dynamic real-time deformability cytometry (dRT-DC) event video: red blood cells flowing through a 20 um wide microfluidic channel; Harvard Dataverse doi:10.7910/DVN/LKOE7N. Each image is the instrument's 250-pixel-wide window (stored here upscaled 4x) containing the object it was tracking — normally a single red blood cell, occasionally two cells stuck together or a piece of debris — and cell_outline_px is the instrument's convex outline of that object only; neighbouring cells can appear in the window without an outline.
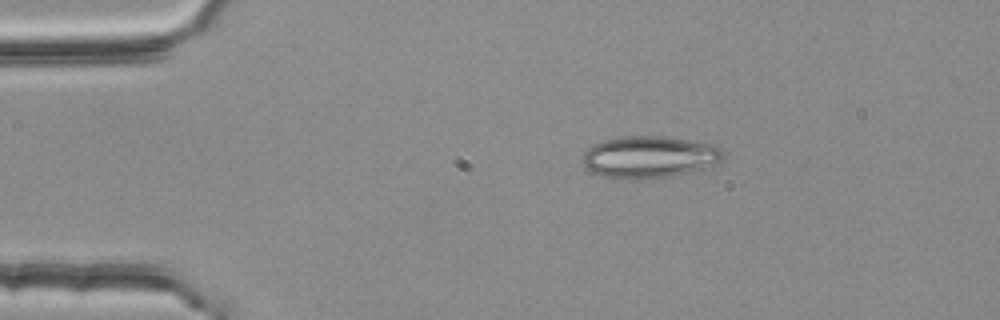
{"species": "common noctule bat (a hibernating species)", "species_latin": "Nyctalus noctula", "temperature_condition": "room temperature", "stored_images_in_passage": 2, "camera_frame_rate_fps": 3000, "um_per_image_px": 0.085, "animal": {"sex": "female", "body_mass_g": 25.1}, "frame": {"image": 1, "passage_image": 1, "time_ms": 0.0, "image_size_px": [1000, 320], "cell_outline_px": [[724, 160], [700, 172], [672, 176], [632, 180], [628, 180], [604, 176], [592, 172], [584, 164], [584, 152], [588, 148], [596, 144], [608, 140], [624, 136], [660, 136], [688, 140], [712, 144], [720, 148], [724, 152]], "centroid_in_image_um": [55.29, 13.37], "position_along_channel_um": 29.7, "area_um2": 34.56}}